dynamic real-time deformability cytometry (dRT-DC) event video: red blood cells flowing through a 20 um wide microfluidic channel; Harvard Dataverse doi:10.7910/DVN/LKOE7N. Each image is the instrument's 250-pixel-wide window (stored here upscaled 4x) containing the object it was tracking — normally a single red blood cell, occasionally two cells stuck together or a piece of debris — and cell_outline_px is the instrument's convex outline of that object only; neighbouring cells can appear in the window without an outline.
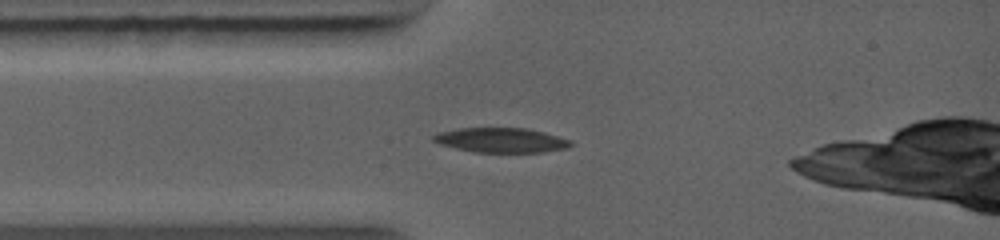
{"species": "common noctule bat (a hibernating species)", "species_latin": "Nyctalus noctula", "temperature_condition": "warm", "stored_images_in_passage": 30, "camera_frame_rate_fps": 5000, "um_per_image_px": 0.085, "animal": {"sex": "female", "body_mass_g": 19.0, "forearm_length_mm": 56.7}, "frame": {"image": 1, "passage_image": 1, "time_ms": 0.0, "image_size_px": [1000, 240], "cell_outline_px": [[572, 144], [568, 148], [544, 152], [476, 152], [456, 148], [440, 144], [432, 140], [432, 136], [436, 132], [456, 128], [528, 128], [544, 132], [572, 140]], "centroid_in_image_um": [42.59, 11.9], "position_along_channel_um": 42.4, "area_um2": 19.88}}
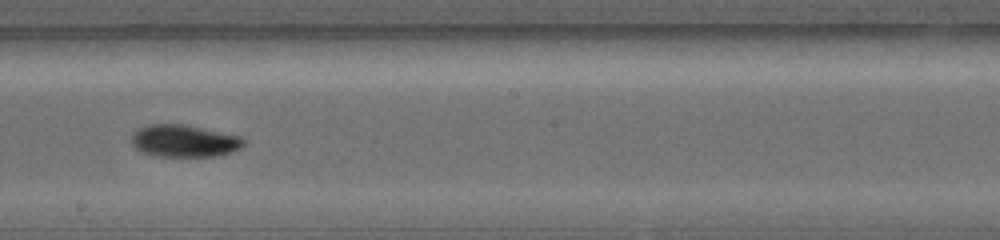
{"frame": {"image": 2, "passage_image": 10, "time_ms": 4.0, "image_size_px": [1000, 240], "cell_outline_px": [[244, 144], [240, 148], [232, 152], [216, 156], [156, 156], [132, 148], [132, 132], [148, 124], [184, 124], [240, 136], [244, 140]], "centroid_in_image_um": [15.63, 11.98], "position_along_channel_um": 232.6, "area_um2": 21.04}}
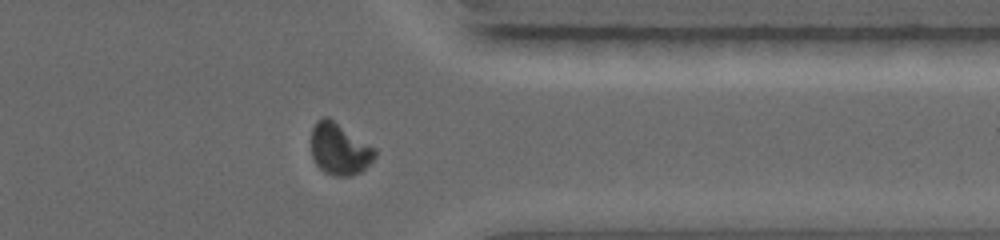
{"frame": {"image": 3, "passage_image": 23, "time_ms": 7.2, "image_size_px": [1000, 240], "cell_outline_px": [[376, 156], [360, 172], [352, 176], [332, 176], [324, 172], [316, 164], [312, 156], [312, 128], [316, 120], [324, 116], [328, 116], [376, 148]], "centroid_in_image_um": [28.85, 12.66], "position_along_channel_um": 382.6, "area_um2": 19.31}}